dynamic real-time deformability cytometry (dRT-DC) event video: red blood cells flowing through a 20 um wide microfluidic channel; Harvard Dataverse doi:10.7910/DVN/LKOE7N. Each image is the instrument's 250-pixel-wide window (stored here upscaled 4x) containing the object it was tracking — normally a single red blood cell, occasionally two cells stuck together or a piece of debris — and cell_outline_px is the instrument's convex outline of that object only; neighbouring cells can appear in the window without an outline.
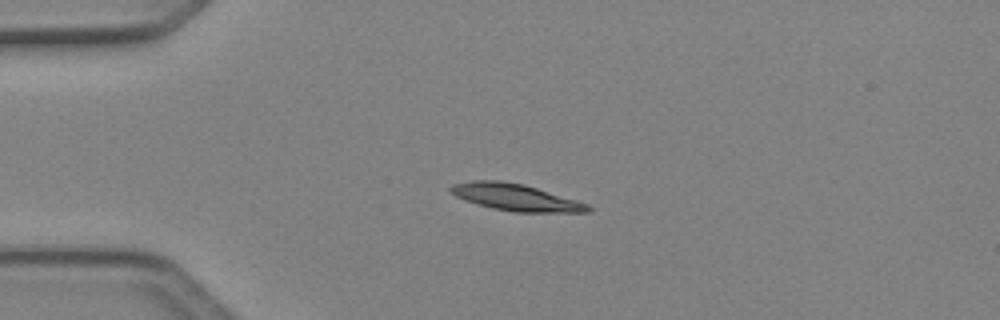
{"species": "Egyptian fruit bat (a non-hibernating species)", "species_latin": "Rousettus aegyptiacus", "temperature_condition": "cold", "stored_images_in_passage": 3, "camera_frame_rate_fps": 3000, "um_per_image_px": 0.085, "animal": {"sex": "female"}, "frame": {"image": 1, "passage_image": 2, "time_ms": 0.333, "image_size_px": [1000, 320], "cell_outline_px": [[592, 208], [588, 212], [516, 212], [492, 208], [464, 200], [456, 196], [448, 188], [452, 184], [472, 180], [500, 180], [524, 184], [576, 200], [588, 204]], "centroid_in_image_um": [43.81, 16.76], "position_along_channel_um": 41.2, "area_um2": 21.33}}